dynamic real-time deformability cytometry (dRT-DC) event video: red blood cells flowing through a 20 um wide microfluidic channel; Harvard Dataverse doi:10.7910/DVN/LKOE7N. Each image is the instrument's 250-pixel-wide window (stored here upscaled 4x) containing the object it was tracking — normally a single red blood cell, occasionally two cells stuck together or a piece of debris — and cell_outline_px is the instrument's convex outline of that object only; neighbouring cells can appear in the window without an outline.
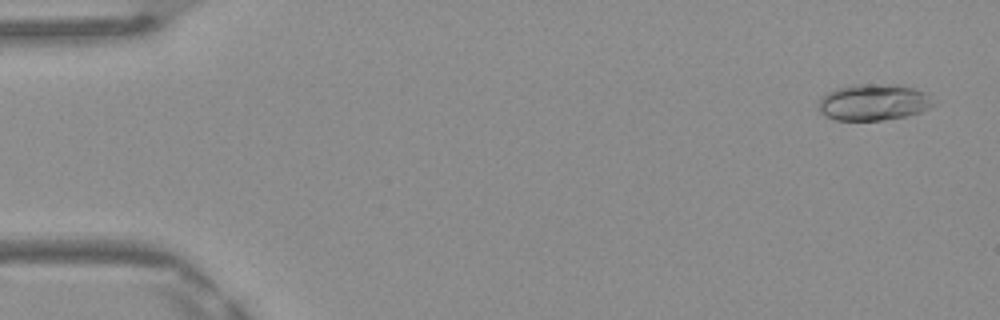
{"species": "Egyptian fruit bat (a non-hibernating species)", "species_latin": "Rousettus aegyptiacus", "temperature_condition": "warm", "stored_images_in_passage": 49, "camera_frame_rate_fps": 3000, "um_per_image_px": 0.085, "frame": {"image": 1, "passage_image": 3, "time_ms": 0.667, "image_size_px": [1000, 320], "cell_outline_px": [[936, 104], [920, 112], [904, 116], [884, 120], [836, 120], [824, 116], [820, 112], [820, 96], [836, 88], [852, 84], [872, 84], [912, 88], [924, 92]], "centroid_in_image_um": [74.19, 8.7], "position_along_channel_um": 10.8, "area_um2": 23.99}}
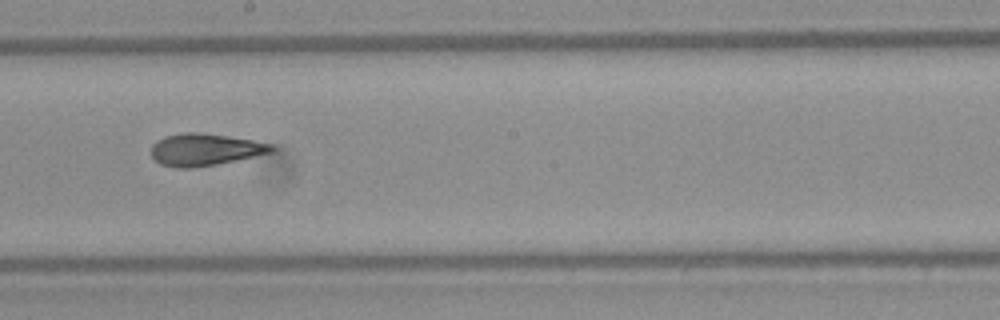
{"frame": {"image": 2, "passage_image": 28, "time_ms": 9.0, "image_size_px": [1000, 320], "cell_outline_px": [[276, 152], [216, 164], [192, 168], [176, 168], [160, 164], [152, 156], [152, 144], [156, 140], [164, 136], [184, 132], [192, 132], [228, 136], [252, 140], [272, 144], [276, 148]], "centroid_in_image_um": [17.44, 12.72], "position_along_channel_um": 230.8, "area_um2": 22.54}}
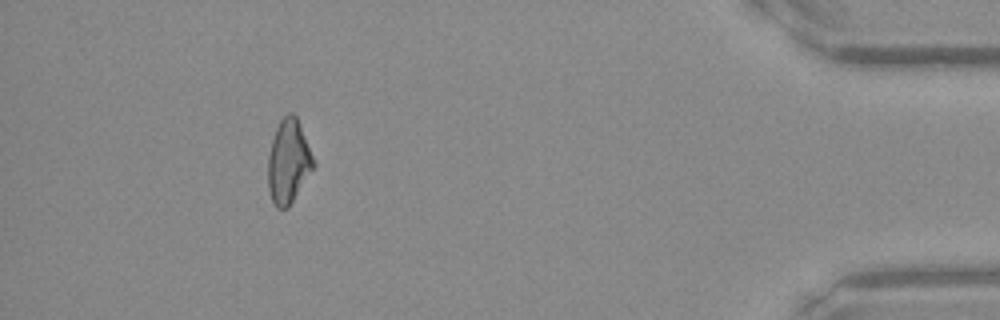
{"frame": {"image": 3, "passage_image": 45, "time_ms": 14.667, "image_size_px": [1000, 320], "cell_outline_px": [[316, 164], [288, 208], [276, 208], [272, 200], [268, 188], [268, 156], [272, 140], [276, 128], [280, 120], [288, 112], [292, 112], [296, 116]], "centroid_in_image_um": [24.51, 13.74], "position_along_channel_um": 410.7, "area_um2": 21.96}, "authors_computed_cell_mechanics": {"area_um2": 22.542, "velocity_mm_per_s": 4.2018, "shape_relaxation_time_tau1_ms": 11.299, "shape_relaxation_time_tau2_ms": 3.0169, "deformation_change_tau1": 0.2534, "deformation_change_tau2": 0.1113}}